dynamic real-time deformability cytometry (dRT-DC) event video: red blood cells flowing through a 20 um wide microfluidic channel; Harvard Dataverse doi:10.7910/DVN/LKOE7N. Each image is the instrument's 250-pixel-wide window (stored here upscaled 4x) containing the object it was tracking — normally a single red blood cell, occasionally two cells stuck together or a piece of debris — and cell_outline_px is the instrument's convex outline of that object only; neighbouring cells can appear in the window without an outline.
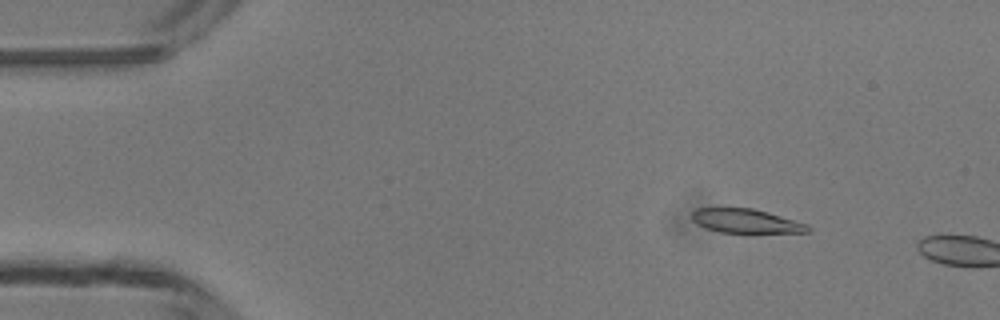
{"species": "common noctule bat (a hibernating species)", "species_latin": "Nyctalus noctula", "temperature_condition": "room temperature", "stored_images_in_passage": 9, "camera_frame_rate_fps": 3000, "um_per_image_px": 0.085, "animal": {"sex": "male", "body_mass_g": 13.3}, "frame": {"image": 1, "passage_image": 7, "time_ms": 2.0, "image_size_px": [1000, 320], "cell_outline_px": [[812, 232], [720, 232], [696, 224], [688, 216], [696, 208], [752, 208], [768, 212], [808, 224], [812, 228]], "centroid_in_image_um": [63.39, 18.77], "position_along_channel_um": 21.6, "area_um2": 16.24}}